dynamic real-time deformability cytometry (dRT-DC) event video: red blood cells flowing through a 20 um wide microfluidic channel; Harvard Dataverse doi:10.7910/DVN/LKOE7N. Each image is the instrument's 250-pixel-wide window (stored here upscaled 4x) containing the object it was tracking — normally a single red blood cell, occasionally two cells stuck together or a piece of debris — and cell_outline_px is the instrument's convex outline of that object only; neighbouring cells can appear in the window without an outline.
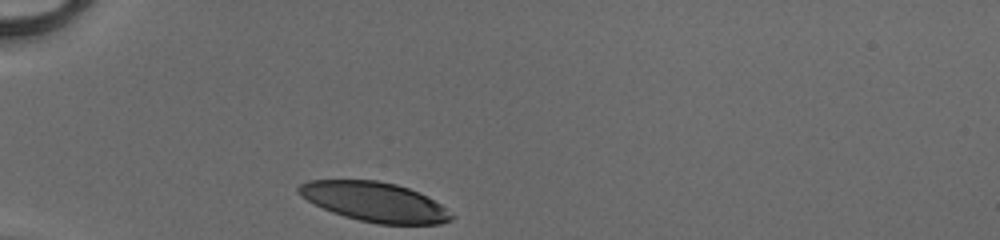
{"species": "human", "species_latin": "Homo sapiens", "temperature_condition": "cold", "stored_images_in_passage": 28, "camera_frame_rate_fps": 3000, "um_per_image_px": 0.085, "donor": {"sex": "male"}, "frame": {"image": 1, "passage_image": 1, "time_ms": 0.0, "image_size_px": [1000, 240], "cell_outline_px": [[452, 220], [440, 224], [376, 224], [344, 216], [332, 212], [300, 196], [296, 192], [296, 188], [300, 184], [308, 180], [376, 180], [396, 184], [408, 188], [428, 196], [440, 204], [452, 216]], "centroid_in_image_um": [31.82, 17.15], "position_along_channel_um": 53.2, "area_um2": 34.97}}
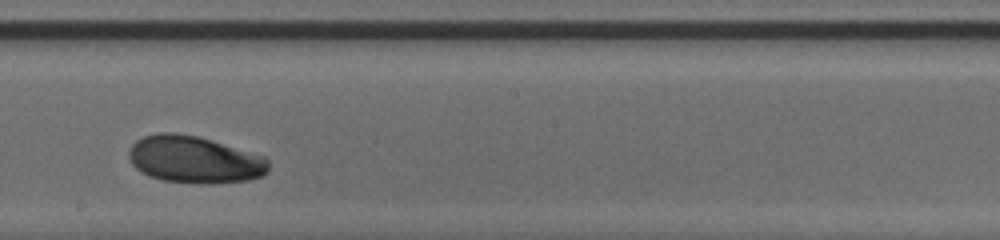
{"frame": {"image": 2, "passage_image": 16, "time_ms": 5.0, "image_size_px": [1000, 240], "cell_outline_px": [[268, 172], [260, 176], [248, 180], [212, 184], [200, 184], [164, 180], [148, 176], [140, 172], [132, 164], [128, 156], [128, 148], [136, 140], [144, 136], [160, 132], [172, 132], [196, 136], [264, 156], [268, 160]], "centroid_in_image_um": [16.48, 13.57], "position_along_channel_um": 231.7, "area_um2": 38.32}}
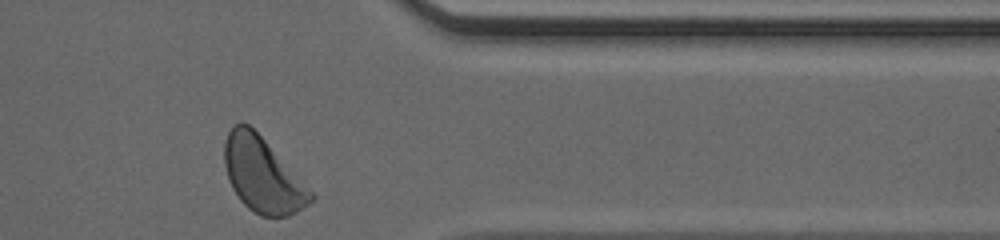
{"frame": {"image": 3, "passage_image": 28, "time_ms": 9.0, "image_size_px": [1000, 240], "cell_outline_px": [[316, 196], [308, 204], [296, 212], [288, 216], [260, 216], [252, 212], [240, 200], [232, 188], [228, 180], [224, 164], [224, 144], [228, 132], [232, 124], [248, 124], [264, 140]], "centroid_in_image_um": [22.28, 14.9], "position_along_channel_um": 389.1, "area_um2": 36.99}, "authors_computed_cell_mechanics": {"area_um2": 37.2232, "velocity_mm_per_s": 4.0955, "shape_relaxation_time_tau1_ms": 2.2749, "shape_relaxation_time_tau2_ms": null, "deformation_change_tau1": 0.1019, "deformation_change_tau2": null}}